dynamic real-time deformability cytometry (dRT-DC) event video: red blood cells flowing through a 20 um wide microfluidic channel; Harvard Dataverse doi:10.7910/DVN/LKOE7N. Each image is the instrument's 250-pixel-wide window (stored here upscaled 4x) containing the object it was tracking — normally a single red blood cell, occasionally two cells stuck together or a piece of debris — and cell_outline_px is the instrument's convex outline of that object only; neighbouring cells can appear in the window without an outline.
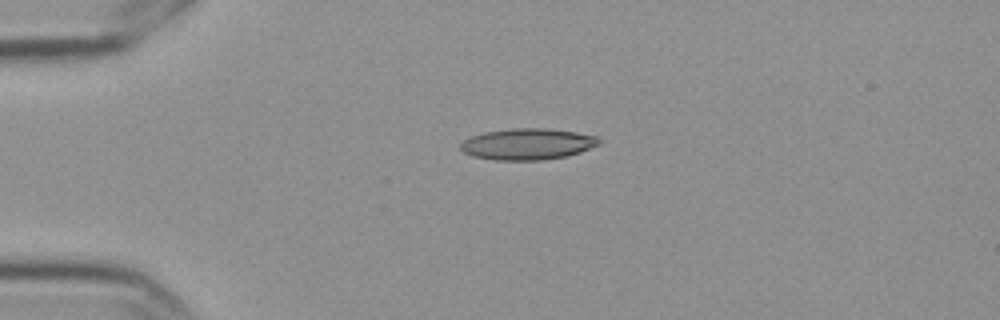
{"species": "Egyptian fruit bat (a non-hibernating species)", "species_latin": "Rousettus aegyptiacus", "temperature_condition": "cold", "stored_images_in_passage": 2, "camera_frame_rate_fps": 3000, "um_per_image_px": 0.085, "frame": {"image": 1, "passage_image": 1, "time_ms": 0.0, "image_size_px": [1000, 320], "cell_outline_px": [[600, 144], [580, 152], [568, 156], [540, 160], [496, 160], [472, 156], [464, 152], [460, 148], [460, 144], [464, 140], [472, 136], [484, 132], [516, 128], [548, 128], [576, 132], [596, 136], [600, 140]], "centroid_in_image_um": [44.85, 12.24], "position_along_channel_um": 40.1, "area_um2": 25.2}}